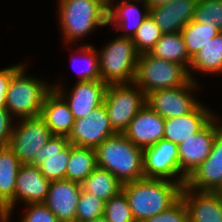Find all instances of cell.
<instances>
[{
	"instance_id": "42",
	"label": "cell",
	"mask_w": 222,
	"mask_h": 222,
	"mask_svg": "<svg viewBox=\"0 0 222 222\" xmlns=\"http://www.w3.org/2000/svg\"><path fill=\"white\" fill-rule=\"evenodd\" d=\"M0 222H5V218L3 217V214L0 212Z\"/></svg>"
},
{
	"instance_id": "15",
	"label": "cell",
	"mask_w": 222,
	"mask_h": 222,
	"mask_svg": "<svg viewBox=\"0 0 222 222\" xmlns=\"http://www.w3.org/2000/svg\"><path fill=\"white\" fill-rule=\"evenodd\" d=\"M185 185L197 191L218 192L222 188V129L209 156L187 177Z\"/></svg>"
},
{
	"instance_id": "12",
	"label": "cell",
	"mask_w": 222,
	"mask_h": 222,
	"mask_svg": "<svg viewBox=\"0 0 222 222\" xmlns=\"http://www.w3.org/2000/svg\"><path fill=\"white\" fill-rule=\"evenodd\" d=\"M115 134L106 108L102 104L85 117L75 120L67 138L74 146L95 149L105 139Z\"/></svg>"
},
{
	"instance_id": "20",
	"label": "cell",
	"mask_w": 222,
	"mask_h": 222,
	"mask_svg": "<svg viewBox=\"0 0 222 222\" xmlns=\"http://www.w3.org/2000/svg\"><path fill=\"white\" fill-rule=\"evenodd\" d=\"M200 103L192 112L178 117L164 119L163 139L179 145L183 140L200 131L215 113Z\"/></svg>"
},
{
	"instance_id": "29",
	"label": "cell",
	"mask_w": 222,
	"mask_h": 222,
	"mask_svg": "<svg viewBox=\"0 0 222 222\" xmlns=\"http://www.w3.org/2000/svg\"><path fill=\"white\" fill-rule=\"evenodd\" d=\"M219 32L220 31L214 26L213 23L201 24L194 20L189 22L181 30L189 57L192 58Z\"/></svg>"
},
{
	"instance_id": "31",
	"label": "cell",
	"mask_w": 222,
	"mask_h": 222,
	"mask_svg": "<svg viewBox=\"0 0 222 222\" xmlns=\"http://www.w3.org/2000/svg\"><path fill=\"white\" fill-rule=\"evenodd\" d=\"M104 217L108 222H135L123 190L105 202Z\"/></svg>"
},
{
	"instance_id": "34",
	"label": "cell",
	"mask_w": 222,
	"mask_h": 222,
	"mask_svg": "<svg viewBox=\"0 0 222 222\" xmlns=\"http://www.w3.org/2000/svg\"><path fill=\"white\" fill-rule=\"evenodd\" d=\"M105 202L96 196L81 191L76 211L75 222H87L104 216Z\"/></svg>"
},
{
	"instance_id": "43",
	"label": "cell",
	"mask_w": 222,
	"mask_h": 222,
	"mask_svg": "<svg viewBox=\"0 0 222 222\" xmlns=\"http://www.w3.org/2000/svg\"><path fill=\"white\" fill-rule=\"evenodd\" d=\"M218 192L220 193V195L222 197V188Z\"/></svg>"
},
{
	"instance_id": "25",
	"label": "cell",
	"mask_w": 222,
	"mask_h": 222,
	"mask_svg": "<svg viewBox=\"0 0 222 222\" xmlns=\"http://www.w3.org/2000/svg\"><path fill=\"white\" fill-rule=\"evenodd\" d=\"M192 70V71H191ZM194 71L203 74H221L222 73V32H219L213 39L204 45L192 58L188 69L190 79L198 82L192 74ZM194 76V77H193Z\"/></svg>"
},
{
	"instance_id": "16",
	"label": "cell",
	"mask_w": 222,
	"mask_h": 222,
	"mask_svg": "<svg viewBox=\"0 0 222 222\" xmlns=\"http://www.w3.org/2000/svg\"><path fill=\"white\" fill-rule=\"evenodd\" d=\"M81 184L68 179L51 181L44 204L60 222H75Z\"/></svg>"
},
{
	"instance_id": "28",
	"label": "cell",
	"mask_w": 222,
	"mask_h": 222,
	"mask_svg": "<svg viewBox=\"0 0 222 222\" xmlns=\"http://www.w3.org/2000/svg\"><path fill=\"white\" fill-rule=\"evenodd\" d=\"M123 184L108 170L96 167L81 183L83 191L88 192L104 202L122 191Z\"/></svg>"
},
{
	"instance_id": "33",
	"label": "cell",
	"mask_w": 222,
	"mask_h": 222,
	"mask_svg": "<svg viewBox=\"0 0 222 222\" xmlns=\"http://www.w3.org/2000/svg\"><path fill=\"white\" fill-rule=\"evenodd\" d=\"M193 20L201 24L213 23L222 32V0H198Z\"/></svg>"
},
{
	"instance_id": "26",
	"label": "cell",
	"mask_w": 222,
	"mask_h": 222,
	"mask_svg": "<svg viewBox=\"0 0 222 222\" xmlns=\"http://www.w3.org/2000/svg\"><path fill=\"white\" fill-rule=\"evenodd\" d=\"M149 53L156 58L183 65L187 70L191 63L181 32L163 34Z\"/></svg>"
},
{
	"instance_id": "21",
	"label": "cell",
	"mask_w": 222,
	"mask_h": 222,
	"mask_svg": "<svg viewBox=\"0 0 222 222\" xmlns=\"http://www.w3.org/2000/svg\"><path fill=\"white\" fill-rule=\"evenodd\" d=\"M49 186L50 181L45 178L38 166L22 164L16 178L14 209L18 201L24 202V205L44 203Z\"/></svg>"
},
{
	"instance_id": "27",
	"label": "cell",
	"mask_w": 222,
	"mask_h": 222,
	"mask_svg": "<svg viewBox=\"0 0 222 222\" xmlns=\"http://www.w3.org/2000/svg\"><path fill=\"white\" fill-rule=\"evenodd\" d=\"M96 167L95 149L78 147L70 143V157L65 179L81 184Z\"/></svg>"
},
{
	"instance_id": "39",
	"label": "cell",
	"mask_w": 222,
	"mask_h": 222,
	"mask_svg": "<svg viewBox=\"0 0 222 222\" xmlns=\"http://www.w3.org/2000/svg\"><path fill=\"white\" fill-rule=\"evenodd\" d=\"M171 1L173 0H145L149 8L165 5Z\"/></svg>"
},
{
	"instance_id": "40",
	"label": "cell",
	"mask_w": 222,
	"mask_h": 222,
	"mask_svg": "<svg viewBox=\"0 0 222 222\" xmlns=\"http://www.w3.org/2000/svg\"><path fill=\"white\" fill-rule=\"evenodd\" d=\"M103 1V3H104V5L107 7V8H109V7H111L112 5H114V0H102ZM116 1H118V2H120L119 0H116ZM122 1H128V0H122Z\"/></svg>"
},
{
	"instance_id": "3",
	"label": "cell",
	"mask_w": 222,
	"mask_h": 222,
	"mask_svg": "<svg viewBox=\"0 0 222 222\" xmlns=\"http://www.w3.org/2000/svg\"><path fill=\"white\" fill-rule=\"evenodd\" d=\"M57 6L62 40L68 46L108 25V8L102 0H59Z\"/></svg>"
},
{
	"instance_id": "18",
	"label": "cell",
	"mask_w": 222,
	"mask_h": 222,
	"mask_svg": "<svg viewBox=\"0 0 222 222\" xmlns=\"http://www.w3.org/2000/svg\"><path fill=\"white\" fill-rule=\"evenodd\" d=\"M181 197L188 209L189 222H222L219 192L197 191L184 185Z\"/></svg>"
},
{
	"instance_id": "36",
	"label": "cell",
	"mask_w": 222,
	"mask_h": 222,
	"mask_svg": "<svg viewBox=\"0 0 222 222\" xmlns=\"http://www.w3.org/2000/svg\"><path fill=\"white\" fill-rule=\"evenodd\" d=\"M25 206L28 209L20 222H60L44 203H30Z\"/></svg>"
},
{
	"instance_id": "10",
	"label": "cell",
	"mask_w": 222,
	"mask_h": 222,
	"mask_svg": "<svg viewBox=\"0 0 222 222\" xmlns=\"http://www.w3.org/2000/svg\"><path fill=\"white\" fill-rule=\"evenodd\" d=\"M198 86L196 81L190 80L182 86L149 92L145 102L164 119L183 116L201 103L193 96Z\"/></svg>"
},
{
	"instance_id": "24",
	"label": "cell",
	"mask_w": 222,
	"mask_h": 222,
	"mask_svg": "<svg viewBox=\"0 0 222 222\" xmlns=\"http://www.w3.org/2000/svg\"><path fill=\"white\" fill-rule=\"evenodd\" d=\"M40 116L53 135L68 137L75 118L68 103L54 89L45 97Z\"/></svg>"
},
{
	"instance_id": "17",
	"label": "cell",
	"mask_w": 222,
	"mask_h": 222,
	"mask_svg": "<svg viewBox=\"0 0 222 222\" xmlns=\"http://www.w3.org/2000/svg\"><path fill=\"white\" fill-rule=\"evenodd\" d=\"M123 134L141 149L151 147L164 137V118L145 104Z\"/></svg>"
},
{
	"instance_id": "9",
	"label": "cell",
	"mask_w": 222,
	"mask_h": 222,
	"mask_svg": "<svg viewBox=\"0 0 222 222\" xmlns=\"http://www.w3.org/2000/svg\"><path fill=\"white\" fill-rule=\"evenodd\" d=\"M143 172L145 178L168 179L178 183H185L187 179L180 170L178 145L165 139L143 149Z\"/></svg>"
},
{
	"instance_id": "6",
	"label": "cell",
	"mask_w": 222,
	"mask_h": 222,
	"mask_svg": "<svg viewBox=\"0 0 222 222\" xmlns=\"http://www.w3.org/2000/svg\"><path fill=\"white\" fill-rule=\"evenodd\" d=\"M190 80L188 70L183 65L156 58L150 53L139 55L134 83L145 95L156 90L182 86Z\"/></svg>"
},
{
	"instance_id": "22",
	"label": "cell",
	"mask_w": 222,
	"mask_h": 222,
	"mask_svg": "<svg viewBox=\"0 0 222 222\" xmlns=\"http://www.w3.org/2000/svg\"><path fill=\"white\" fill-rule=\"evenodd\" d=\"M21 163L14 152L7 147H0V212L9 222L14 210L16 178Z\"/></svg>"
},
{
	"instance_id": "8",
	"label": "cell",
	"mask_w": 222,
	"mask_h": 222,
	"mask_svg": "<svg viewBox=\"0 0 222 222\" xmlns=\"http://www.w3.org/2000/svg\"><path fill=\"white\" fill-rule=\"evenodd\" d=\"M8 147L21 164H31L34 156L53 136L44 119L39 115L33 118L16 120Z\"/></svg>"
},
{
	"instance_id": "14",
	"label": "cell",
	"mask_w": 222,
	"mask_h": 222,
	"mask_svg": "<svg viewBox=\"0 0 222 222\" xmlns=\"http://www.w3.org/2000/svg\"><path fill=\"white\" fill-rule=\"evenodd\" d=\"M70 157V143L66 136L53 135L34 156L33 166H38L47 180L65 179Z\"/></svg>"
},
{
	"instance_id": "38",
	"label": "cell",
	"mask_w": 222,
	"mask_h": 222,
	"mask_svg": "<svg viewBox=\"0 0 222 222\" xmlns=\"http://www.w3.org/2000/svg\"><path fill=\"white\" fill-rule=\"evenodd\" d=\"M22 63L0 69V109L6 108V96L13 74L22 66Z\"/></svg>"
},
{
	"instance_id": "30",
	"label": "cell",
	"mask_w": 222,
	"mask_h": 222,
	"mask_svg": "<svg viewBox=\"0 0 222 222\" xmlns=\"http://www.w3.org/2000/svg\"><path fill=\"white\" fill-rule=\"evenodd\" d=\"M163 32L156 25L155 21L149 14L142 25L138 28L132 37V41L139 54L149 53L161 38Z\"/></svg>"
},
{
	"instance_id": "13",
	"label": "cell",
	"mask_w": 222,
	"mask_h": 222,
	"mask_svg": "<svg viewBox=\"0 0 222 222\" xmlns=\"http://www.w3.org/2000/svg\"><path fill=\"white\" fill-rule=\"evenodd\" d=\"M107 86L105 82L99 79L77 81L68 94L66 90L64 91L61 83L52 85V89L65 99L75 120H77L104 104Z\"/></svg>"
},
{
	"instance_id": "41",
	"label": "cell",
	"mask_w": 222,
	"mask_h": 222,
	"mask_svg": "<svg viewBox=\"0 0 222 222\" xmlns=\"http://www.w3.org/2000/svg\"><path fill=\"white\" fill-rule=\"evenodd\" d=\"M87 222H108V221L105 219L104 216H101V217L95 218V219L87 221Z\"/></svg>"
},
{
	"instance_id": "35",
	"label": "cell",
	"mask_w": 222,
	"mask_h": 222,
	"mask_svg": "<svg viewBox=\"0 0 222 222\" xmlns=\"http://www.w3.org/2000/svg\"><path fill=\"white\" fill-rule=\"evenodd\" d=\"M143 222H189L188 209L180 197L173 205Z\"/></svg>"
},
{
	"instance_id": "32",
	"label": "cell",
	"mask_w": 222,
	"mask_h": 222,
	"mask_svg": "<svg viewBox=\"0 0 222 222\" xmlns=\"http://www.w3.org/2000/svg\"><path fill=\"white\" fill-rule=\"evenodd\" d=\"M77 50L81 52L80 55H82V57L80 58H83L82 61H84L83 63L85 64L84 69L81 68V71L77 72L79 75L77 81L101 79L98 51L95 50L94 46L85 44L84 46L82 45V47H77ZM70 60L72 62L71 64L74 65L75 59L73 56Z\"/></svg>"
},
{
	"instance_id": "23",
	"label": "cell",
	"mask_w": 222,
	"mask_h": 222,
	"mask_svg": "<svg viewBox=\"0 0 222 222\" xmlns=\"http://www.w3.org/2000/svg\"><path fill=\"white\" fill-rule=\"evenodd\" d=\"M135 3H142L141 5H144V12L140 11ZM149 14L150 8L145 0L117 2L116 5H112L108 8V25L112 23L116 31L123 30V34L119 36L132 38Z\"/></svg>"
},
{
	"instance_id": "2",
	"label": "cell",
	"mask_w": 222,
	"mask_h": 222,
	"mask_svg": "<svg viewBox=\"0 0 222 222\" xmlns=\"http://www.w3.org/2000/svg\"><path fill=\"white\" fill-rule=\"evenodd\" d=\"M97 166L111 172L122 184L144 178L143 149L123 133H116L95 148Z\"/></svg>"
},
{
	"instance_id": "7",
	"label": "cell",
	"mask_w": 222,
	"mask_h": 222,
	"mask_svg": "<svg viewBox=\"0 0 222 222\" xmlns=\"http://www.w3.org/2000/svg\"><path fill=\"white\" fill-rule=\"evenodd\" d=\"M146 95L134 82L108 85L104 98L111 127L116 133H123L130 121L146 104Z\"/></svg>"
},
{
	"instance_id": "37",
	"label": "cell",
	"mask_w": 222,
	"mask_h": 222,
	"mask_svg": "<svg viewBox=\"0 0 222 222\" xmlns=\"http://www.w3.org/2000/svg\"><path fill=\"white\" fill-rule=\"evenodd\" d=\"M13 121L15 119H12V115L6 108L0 109V147L8 146L14 128Z\"/></svg>"
},
{
	"instance_id": "19",
	"label": "cell",
	"mask_w": 222,
	"mask_h": 222,
	"mask_svg": "<svg viewBox=\"0 0 222 222\" xmlns=\"http://www.w3.org/2000/svg\"><path fill=\"white\" fill-rule=\"evenodd\" d=\"M198 0H173L168 4L151 7L150 15L163 34L181 32L194 19Z\"/></svg>"
},
{
	"instance_id": "4",
	"label": "cell",
	"mask_w": 222,
	"mask_h": 222,
	"mask_svg": "<svg viewBox=\"0 0 222 222\" xmlns=\"http://www.w3.org/2000/svg\"><path fill=\"white\" fill-rule=\"evenodd\" d=\"M25 69L23 64L13 74L6 96V109L17 120L39 116L44 99L52 90V84L26 75Z\"/></svg>"
},
{
	"instance_id": "1",
	"label": "cell",
	"mask_w": 222,
	"mask_h": 222,
	"mask_svg": "<svg viewBox=\"0 0 222 222\" xmlns=\"http://www.w3.org/2000/svg\"><path fill=\"white\" fill-rule=\"evenodd\" d=\"M185 183L161 178H142L124 183V191L135 222L161 213L180 197Z\"/></svg>"
},
{
	"instance_id": "5",
	"label": "cell",
	"mask_w": 222,
	"mask_h": 222,
	"mask_svg": "<svg viewBox=\"0 0 222 222\" xmlns=\"http://www.w3.org/2000/svg\"><path fill=\"white\" fill-rule=\"evenodd\" d=\"M139 55L132 38L117 36L98 52L101 80L107 85L133 83Z\"/></svg>"
},
{
	"instance_id": "11",
	"label": "cell",
	"mask_w": 222,
	"mask_h": 222,
	"mask_svg": "<svg viewBox=\"0 0 222 222\" xmlns=\"http://www.w3.org/2000/svg\"><path fill=\"white\" fill-rule=\"evenodd\" d=\"M216 115L197 133L178 145L180 170L188 177L210 154L216 134L222 129Z\"/></svg>"
}]
</instances>
